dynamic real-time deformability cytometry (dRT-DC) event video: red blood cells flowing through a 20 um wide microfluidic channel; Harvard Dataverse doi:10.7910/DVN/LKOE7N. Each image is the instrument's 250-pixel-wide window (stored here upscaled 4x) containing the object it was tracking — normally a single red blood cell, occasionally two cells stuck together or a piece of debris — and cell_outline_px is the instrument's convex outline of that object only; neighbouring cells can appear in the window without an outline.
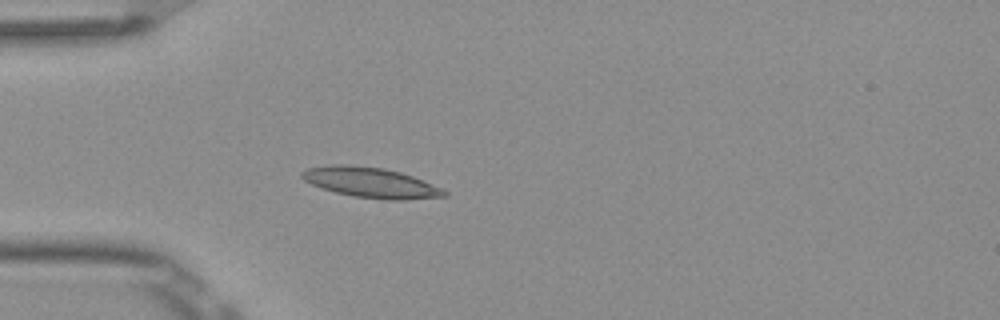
{"species": "Egyptian fruit bat (a non-hibernating species)", "species_latin": "Rousettus aegyptiacus", "temperature_condition": "room temperature", "stored_images_in_passage": 3, "camera_frame_rate_fps": 3000, "um_per_image_px": 0.085, "frame": {"image": 1, "passage_image": 3, "time_ms": 0.667, "image_size_px": [1000, 320], "cell_outline_px": [[448, 196], [404, 200], [388, 200], [356, 196], [336, 192], [320, 188], [304, 180], [300, 176], [300, 172], [308, 168], [332, 164], [352, 164], [384, 168], [400, 172], [412, 176], [440, 188], [448, 192]], "centroid_in_image_um": [31.48, 15.51], "position_along_channel_um": 53.5, "area_um2": 25.03}}